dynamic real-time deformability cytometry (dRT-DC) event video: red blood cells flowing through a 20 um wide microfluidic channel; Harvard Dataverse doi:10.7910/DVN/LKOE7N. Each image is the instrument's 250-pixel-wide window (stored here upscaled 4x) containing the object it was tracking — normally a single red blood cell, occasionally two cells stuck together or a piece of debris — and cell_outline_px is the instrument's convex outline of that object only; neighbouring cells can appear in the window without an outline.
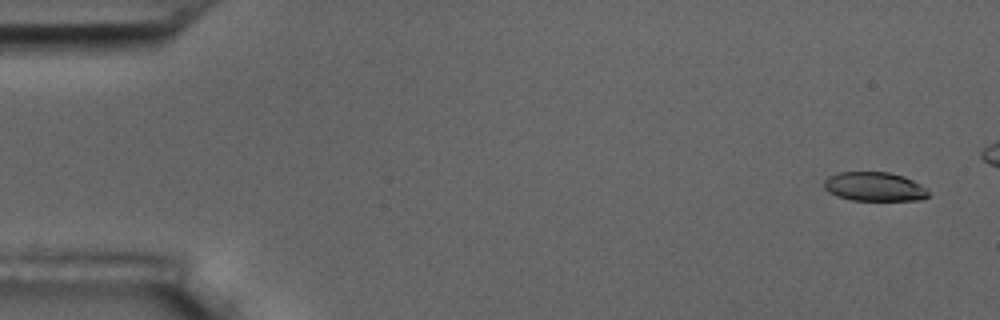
{"species": "common noctule bat (a hibernating species)", "species_latin": "Nyctalus noctula", "temperature_condition": "room temperature", "stored_images_in_passage": 5, "camera_frame_rate_fps": 3000, "um_per_image_px": 0.085, "animal": {"sex": "male", "body_mass_g": 17.5, "forearm_length_mm": 52.3}, "frame": {"image": 1, "passage_image": 1, "time_ms": 0.0, "image_size_px": [1000, 320], "cell_outline_px": [[928, 196], [920, 200], [852, 200], [836, 196], [828, 192], [824, 188], [824, 180], [828, 176], [840, 172], [888, 172], [904, 176], [920, 184], [928, 192]], "centroid_in_image_um": [74.29, 15.86], "position_along_channel_um": 10.7, "area_um2": 17.63}}